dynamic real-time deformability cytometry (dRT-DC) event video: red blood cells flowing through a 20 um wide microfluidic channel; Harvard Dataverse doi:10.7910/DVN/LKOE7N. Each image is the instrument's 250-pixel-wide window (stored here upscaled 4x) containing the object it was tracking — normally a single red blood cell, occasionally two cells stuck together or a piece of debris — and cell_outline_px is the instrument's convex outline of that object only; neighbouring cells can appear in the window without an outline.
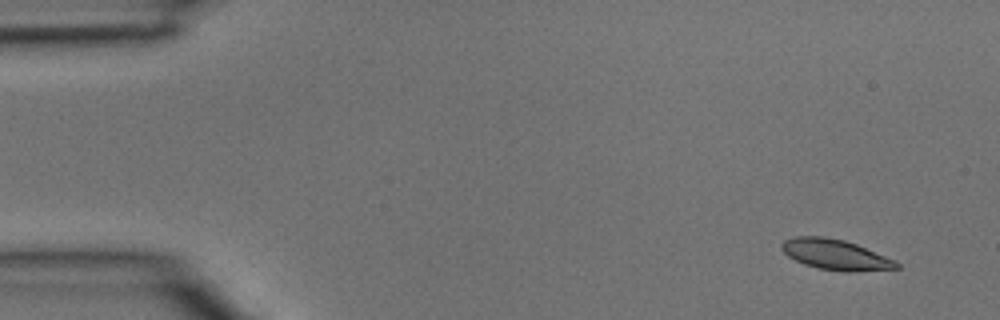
{"species": "common noctule bat (a hibernating species)", "species_latin": "Nyctalus noctula", "temperature_condition": "room temperature", "stored_images_in_passage": 5, "camera_frame_rate_fps": 3000, "um_per_image_px": 0.085, "animal": {"sex": "male", "body_mass_g": 15.6}, "frame": {"image": 1, "passage_image": 1, "time_ms": 0.0, "image_size_px": [1000, 320], "cell_outline_px": [[900, 268], [856, 272], [844, 272], [820, 268], [804, 264], [788, 256], [780, 248], [780, 244], [784, 240], [796, 236], [824, 236], [844, 240], [856, 244], [896, 260], [900, 264]], "centroid_in_image_um": [71.03, 21.64], "position_along_channel_um": 14.0, "area_um2": 20.46}}
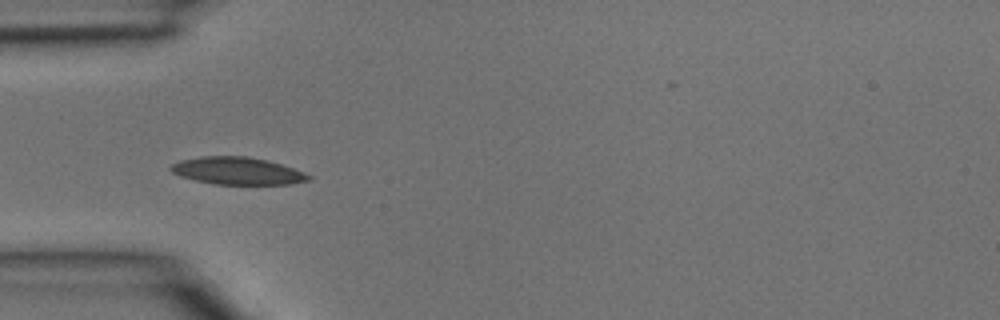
{"frame": {"image": 2, "passage_image": 4, "time_ms": 1.0, "image_size_px": [1000, 320], "cell_outline_px": [[312, 180], [292, 184], [212, 184], [180, 176], [172, 172], [168, 168], [172, 164], [180, 160], [200, 156], [248, 156], [280, 164], [304, 172], [312, 176]], "centroid_in_image_um": [20.17, 14.53], "position_along_channel_um": 64.8, "area_um2": 21.96}}